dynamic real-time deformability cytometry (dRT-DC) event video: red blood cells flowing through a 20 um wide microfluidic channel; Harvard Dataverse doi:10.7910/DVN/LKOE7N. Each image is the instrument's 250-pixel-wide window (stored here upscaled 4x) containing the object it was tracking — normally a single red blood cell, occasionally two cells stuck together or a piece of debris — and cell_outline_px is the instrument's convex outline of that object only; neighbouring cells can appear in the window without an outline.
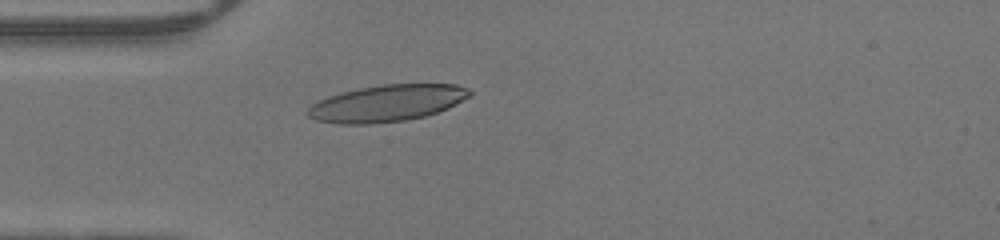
{"species": "human", "species_latin": "Homo sapiens", "temperature_condition": "warm", "stored_images_in_passage": 46, "camera_frame_rate_fps": 3000, "um_per_image_px": 0.085, "donor": {"sex": "male"}, "frame": {"image": 1, "passage_image": 12, "time_ms": 3.667, "image_size_px": [1000, 240], "cell_outline_px": [[472, 96], [448, 108], [424, 116], [408, 120], [372, 124], [336, 124], [316, 120], [308, 116], [308, 108], [312, 104], [328, 96], [340, 92], [360, 88], [384, 84], [456, 84], [468, 88], [472, 92]], "centroid_in_image_um": [32.91, 8.77], "position_along_channel_um": 52.1, "area_um2": 34.74}}
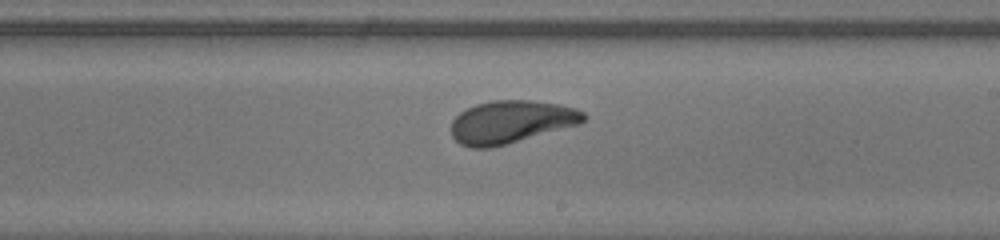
{"frame": {"image": 2, "passage_image": 26, "time_ms": 8.333, "image_size_px": [1000, 240], "cell_outline_px": [[588, 116], [580, 124], [508, 144], [492, 148], [472, 148], [460, 144], [452, 136], [452, 120], [460, 112], [476, 104], [492, 100], [528, 100], [560, 104], [576, 108], [584, 112]], "centroid_in_image_um": [43.46, 10.36], "position_along_channel_um": 245.5, "area_um2": 33.18}}
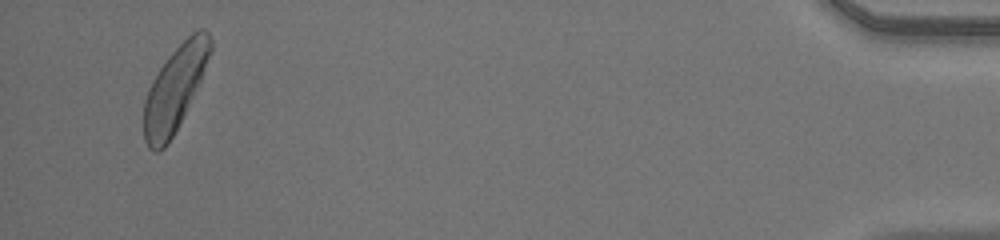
{"frame": {"image": 3, "passage_image": 44, "time_ms": 14.333, "image_size_px": [1000, 240], "cell_outline_px": [[212, 52], [200, 84], [168, 144], [164, 148], [156, 152], [148, 148], [144, 140], [144, 100], [148, 88], [152, 80], [168, 56], [192, 32], [200, 28], [204, 28], [208, 32], [212, 40]], "centroid_in_image_um": [14.88, 7.52], "position_along_channel_um": 420.3, "area_um2": 32.89}}